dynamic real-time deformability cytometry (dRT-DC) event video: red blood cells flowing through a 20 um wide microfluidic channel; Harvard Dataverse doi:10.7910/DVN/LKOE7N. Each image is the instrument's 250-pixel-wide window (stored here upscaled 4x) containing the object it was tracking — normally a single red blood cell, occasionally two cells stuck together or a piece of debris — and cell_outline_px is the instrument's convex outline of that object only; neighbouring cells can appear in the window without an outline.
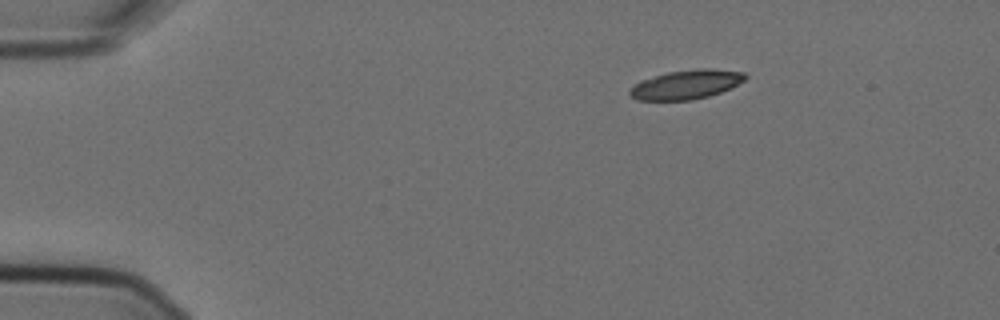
{"species": "Egyptian fruit bat (a non-hibernating species)", "species_latin": "Rousettus aegyptiacus", "temperature_condition": "cold", "stored_images_in_passage": 3, "camera_frame_rate_fps": 3000, "um_per_image_px": 0.085, "animal": {"sex": "female"}, "frame": {"image": 1, "passage_image": 1, "time_ms": 0.0, "image_size_px": [1000, 320], "cell_outline_px": [[748, 76], [744, 80], [720, 92], [708, 96], [692, 100], [636, 100], [628, 92], [640, 80], [668, 72], [700, 68], [712, 68], [744, 72]], "centroid_in_image_um": [58.33, 7.17], "position_along_channel_um": 26.7, "area_um2": 19.42}}
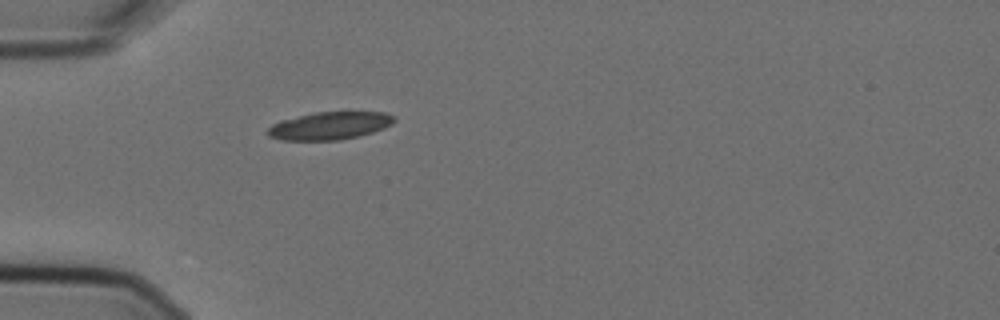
{"frame": {"image": 2, "passage_image": 3, "time_ms": 0.667, "image_size_px": [1000, 320], "cell_outline_px": [[396, 120], [392, 124], [384, 128], [360, 136], [340, 140], [284, 140], [268, 136], [268, 128], [272, 124], [280, 120], [312, 112], [384, 112], [392, 116]], "centroid_in_image_um": [28.01, 10.68], "position_along_channel_um": 57.0, "area_um2": 20.46}}